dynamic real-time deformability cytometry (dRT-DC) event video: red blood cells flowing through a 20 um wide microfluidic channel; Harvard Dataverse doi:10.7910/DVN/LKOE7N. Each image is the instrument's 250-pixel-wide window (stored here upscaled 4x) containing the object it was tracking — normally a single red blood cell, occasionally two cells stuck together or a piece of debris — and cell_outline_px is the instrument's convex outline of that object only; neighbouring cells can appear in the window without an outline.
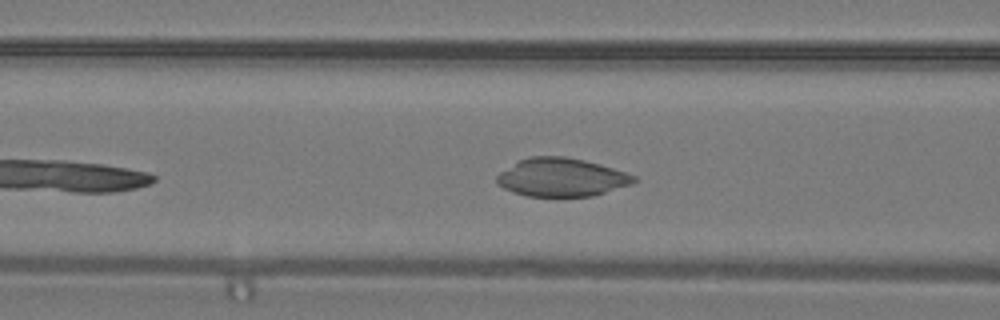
{"species": "common noctule bat (a hibernating species)", "species_latin": "Nyctalus noctula", "temperature_condition": "warm", "stored_images_in_passage": 30, "camera_frame_rate_fps": 3000, "um_per_image_px": 0.085, "animal": {"sex": "male", "body_mass_g": 19.2, "forearm_length_mm": 51.8}, "frame": {"image": 1, "passage_image": 5, "time_ms": 1.333, "image_size_px": [1000, 320], "cell_outline_px": [[636, 180], [632, 184], [592, 196], [528, 196], [504, 188], [496, 184], [496, 176], [500, 172], [520, 160], [532, 156], [564, 156], [584, 160], [600, 164], [636, 176]], "centroid_in_image_um": [47.72, 15.07], "position_along_channel_um": 118.9, "area_um2": 30.29}}
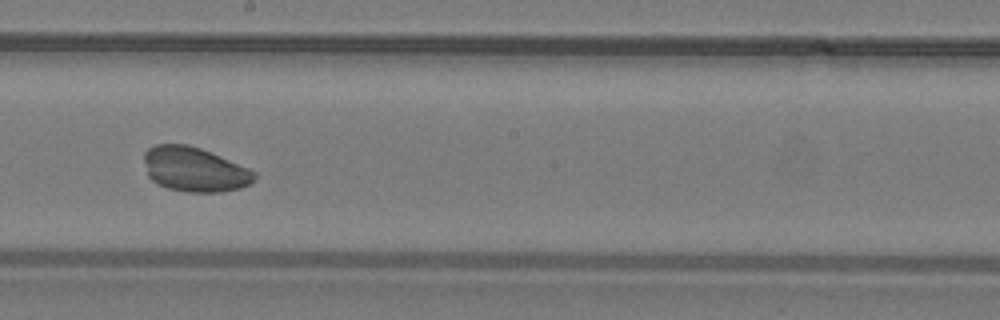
{"frame": {"image": 2, "passage_image": 13, "time_ms": 4.0, "image_size_px": [1000, 320], "cell_outline_px": [[256, 176], [248, 184], [240, 188], [220, 192], [188, 192], [168, 188], [152, 180], [148, 176], [144, 160], [144, 152], [148, 148], [156, 144], [188, 144], [200, 148], [248, 168], [256, 172]], "centroid_in_image_um": [16.51, 14.39], "position_along_channel_um": 231.7, "area_um2": 28.38}}
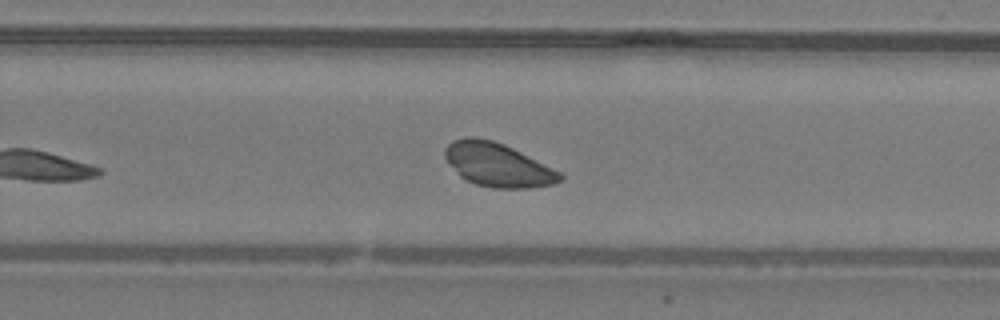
{"frame": {"image": 3, "passage_image": 17, "time_ms": 5.333, "image_size_px": [1000, 320], "cell_outline_px": [[564, 176], [560, 180], [552, 184], [532, 188], [492, 188], [476, 184], [460, 176], [444, 156], [444, 148], [452, 140], [468, 136], [472, 136], [492, 140], [504, 144], [560, 172]], "centroid_in_image_um": [42.27, 14.0], "position_along_channel_um": 287.5, "area_um2": 28.96}, "authors_computed_cell_mechanics": {"area_um2": 29.6803, "velocity_mm_per_s": 4.2264, "shape_relaxation_time_tau1_ms": 3.1071, "shape_relaxation_time_tau2_ms": 1.7321, "deformation_change_tau1": 0.1499, "deformation_change_tau2": 0.0553}}